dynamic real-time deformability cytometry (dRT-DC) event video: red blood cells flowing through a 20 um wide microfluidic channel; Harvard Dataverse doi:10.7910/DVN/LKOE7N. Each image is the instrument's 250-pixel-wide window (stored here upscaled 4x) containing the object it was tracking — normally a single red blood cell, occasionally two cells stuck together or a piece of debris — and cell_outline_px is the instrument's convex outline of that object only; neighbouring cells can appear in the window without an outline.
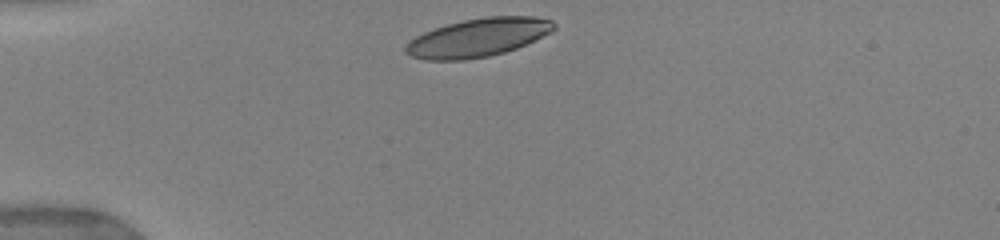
{"species": "human", "species_latin": "Homo sapiens", "temperature_condition": "warm", "stored_images_in_passage": 25, "camera_frame_rate_fps": 3000, "um_per_image_px": 0.085, "donor": {"sex": "female"}, "frame": {"image": 1, "passage_image": 1, "time_ms": 0.0, "image_size_px": [1000, 240], "cell_outline_px": [[556, 28], [552, 32], [516, 48], [504, 52], [488, 56], [464, 60], [424, 60], [412, 56], [404, 52], [404, 48], [416, 36], [424, 32], [448, 24], [464, 20], [488, 16], [532, 16], [552, 20], [556, 24]], "centroid_in_image_um": [40.66, 3.19], "position_along_channel_um": 44.3, "area_um2": 32.95}}
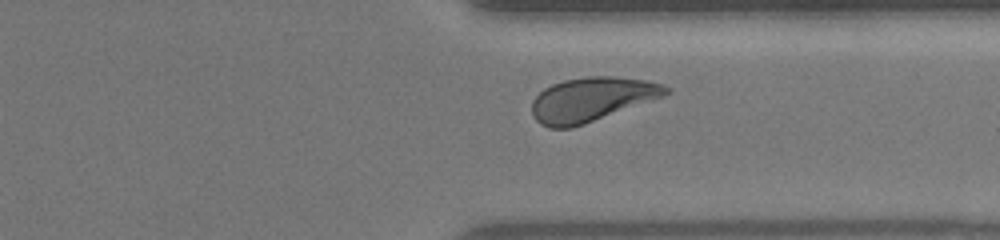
{"frame": {"image": 2, "passage_image": 22, "time_ms": 9.0, "image_size_px": [1000, 240], "cell_outline_px": [[668, 92], [664, 96], [584, 124], [572, 128], [548, 128], [540, 124], [532, 116], [532, 100], [544, 88], [552, 84], [564, 80], [584, 76], [616, 76], [648, 80], [664, 84], [668, 88]], "centroid_in_image_um": [50.26, 8.44], "position_along_channel_um": 361.1, "area_um2": 34.56}, "authors_computed_cell_mechanics": {"area_um2": 34.2754, "velocity_mm_per_s": 3.8833, "shape_relaxation_time_tau1_ms": 2.676, "shape_relaxation_time_tau2_ms": 1.3908, "deformation_change_tau1": 0.147, "deformation_change_tau2": 0.0782}}